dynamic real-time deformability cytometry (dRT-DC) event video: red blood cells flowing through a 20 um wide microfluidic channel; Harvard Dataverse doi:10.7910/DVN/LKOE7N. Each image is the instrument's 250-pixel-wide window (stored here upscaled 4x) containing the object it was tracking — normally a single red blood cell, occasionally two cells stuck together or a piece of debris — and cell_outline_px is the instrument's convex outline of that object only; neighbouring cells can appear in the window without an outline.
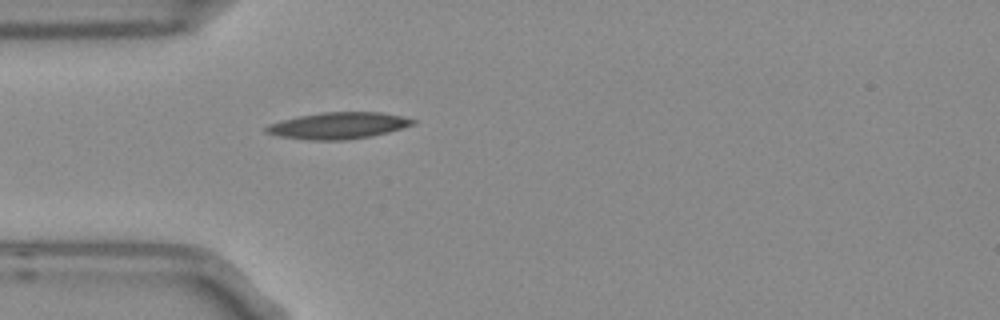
{"species": "Egyptian fruit bat (a non-hibernating species)", "species_latin": "Rousettus aegyptiacus", "temperature_condition": "room temperature", "stored_images_in_passage": 1, "camera_frame_rate_fps": 3000, "um_per_image_px": 0.085, "frame": {"image": 1, "passage_image": 1, "time_ms": 0.0, "image_size_px": [1000, 320], "cell_outline_px": [[416, 124], [388, 132], [372, 136], [348, 140], [308, 140], [280, 136], [264, 132], [264, 128], [268, 124], [300, 116], [324, 112], [380, 112], [400, 116], [416, 120]], "centroid_in_image_um": [28.76, 10.68], "position_along_channel_um": 56.2, "area_um2": 22.6}}